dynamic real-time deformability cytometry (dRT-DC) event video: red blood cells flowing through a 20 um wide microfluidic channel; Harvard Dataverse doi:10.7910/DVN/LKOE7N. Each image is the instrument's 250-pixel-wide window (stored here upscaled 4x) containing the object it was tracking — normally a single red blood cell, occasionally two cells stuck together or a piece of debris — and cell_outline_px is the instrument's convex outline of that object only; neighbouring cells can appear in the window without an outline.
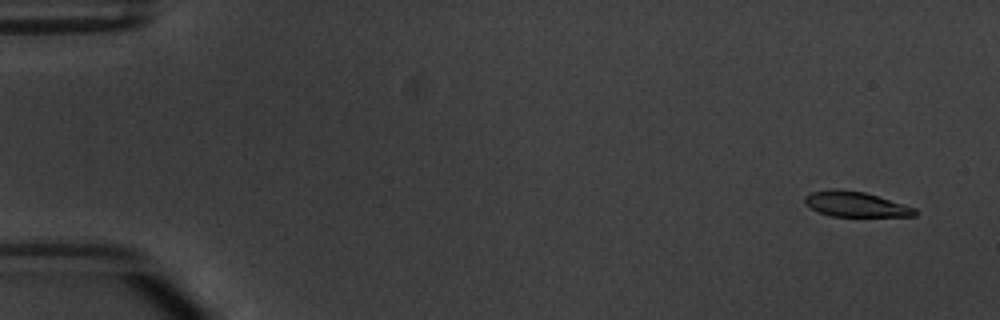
{"species": "common noctule bat (a hibernating species)", "species_latin": "Nyctalus noctula", "temperature_condition": "warm", "stored_images_in_passage": 7, "camera_frame_rate_fps": 3000, "um_per_image_px": 0.085, "animal": {"sex": "male", "body_mass_g": 20.1, "forearm_length_mm": 53.5}, "frame": {"image": 1, "passage_image": 1, "time_ms": 0.0, "image_size_px": [1000, 320], "cell_outline_px": [[920, 212], [916, 216], [832, 216], [820, 212], [804, 204], [804, 196], [812, 192], [832, 188], [864, 192], [904, 204], [916, 208]], "centroid_in_image_um": [72.74, 17.36], "position_along_channel_um": 12.3, "area_um2": 16.13}}
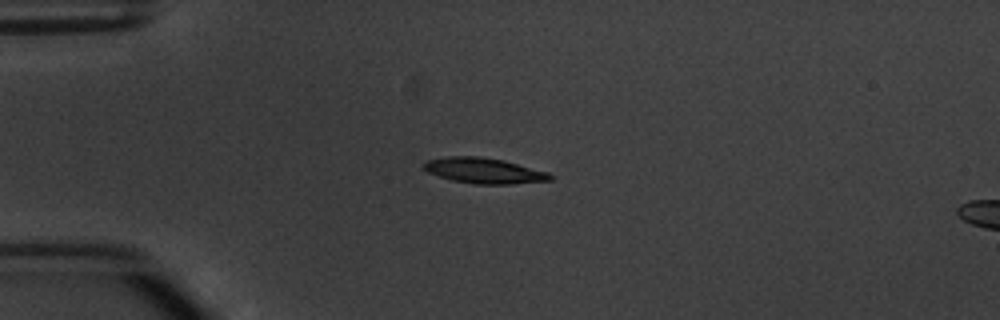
{"frame": {"image": 2, "passage_image": 4, "time_ms": 3.667, "image_size_px": [1000, 320], "cell_outline_px": [[552, 180], [512, 184], [476, 184], [452, 180], [428, 172], [420, 164], [428, 160], [448, 156], [480, 156], [504, 160], [548, 172], [552, 176]], "centroid_in_image_um": [41.14, 14.5], "position_along_channel_um": 43.9, "area_um2": 18.79}}
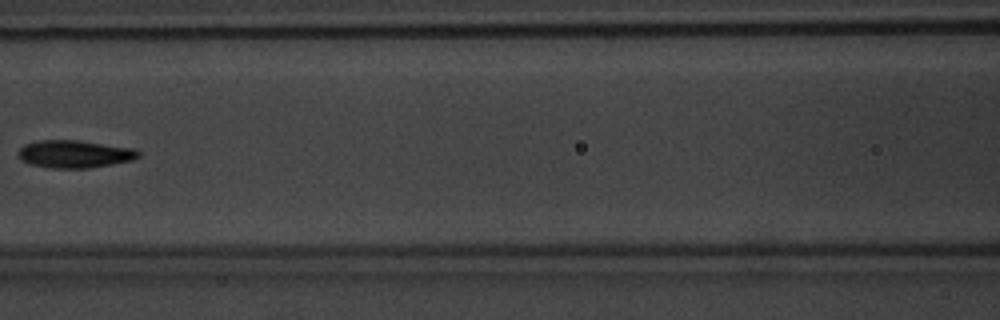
{"frame": {"image": 3, "passage_image": 7, "time_ms": 7.333, "image_size_px": [1000, 320], "cell_outline_px": [[140, 156], [132, 160], [112, 164], [88, 168], [48, 168], [28, 164], [20, 160], [16, 152], [24, 144], [36, 140], [80, 140], [132, 148], [140, 152]], "centroid_in_image_um": [6.27, 13.09], "position_along_channel_um": 160.3, "area_um2": 19.59}}